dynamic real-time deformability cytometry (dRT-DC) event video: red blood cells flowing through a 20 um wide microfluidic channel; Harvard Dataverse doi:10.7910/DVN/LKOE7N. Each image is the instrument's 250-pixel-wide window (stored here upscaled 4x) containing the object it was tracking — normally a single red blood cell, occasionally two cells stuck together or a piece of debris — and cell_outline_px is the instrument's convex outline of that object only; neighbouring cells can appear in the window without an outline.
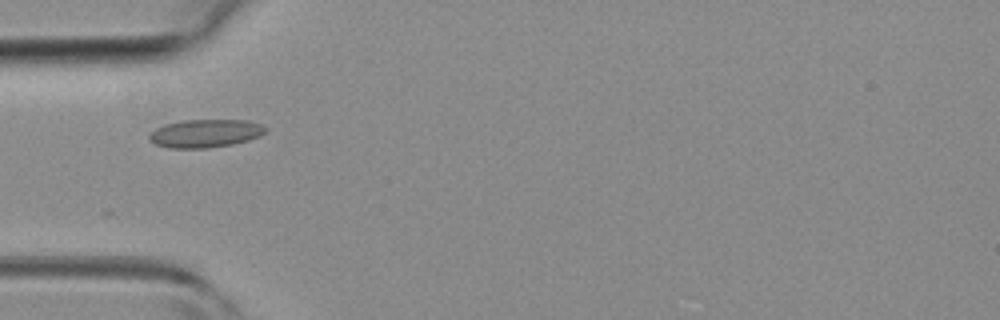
{"species": "common noctule bat (a hibernating species)", "species_latin": "Nyctalus noctula", "temperature_condition": "room temperature", "stored_images_in_passage": 3, "camera_frame_rate_fps": 3000, "um_per_image_px": 0.085, "animal": {"sex": "female", "body_mass_g": 19.3, "forearm_length_mm": 54.1}, "frame": {"image": 1, "passage_image": 3, "time_ms": 3.0, "image_size_px": [1000, 320], "cell_outline_px": [[268, 128], [260, 136], [248, 140], [232, 144], [204, 148], [168, 148], [156, 144], [148, 140], [148, 136], [156, 128], [164, 124], [184, 120], [248, 120], [260, 124]], "centroid_in_image_um": [17.44, 11.33], "position_along_channel_um": 67.6, "area_um2": 19.02}}